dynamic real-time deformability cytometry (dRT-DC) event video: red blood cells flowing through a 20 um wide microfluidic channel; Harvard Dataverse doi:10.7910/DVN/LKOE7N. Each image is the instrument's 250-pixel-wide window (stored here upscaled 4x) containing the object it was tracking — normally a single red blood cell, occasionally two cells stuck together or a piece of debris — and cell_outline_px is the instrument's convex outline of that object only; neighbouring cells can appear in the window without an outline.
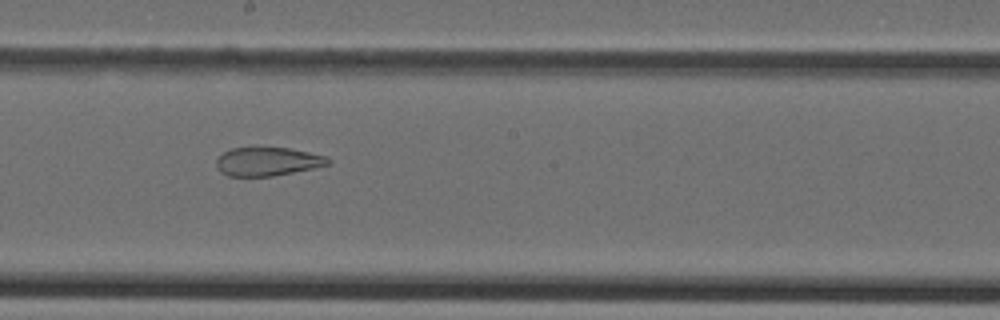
{"species": "Egyptian fruit bat (a non-hibernating species)", "species_latin": "Rousettus aegyptiacus", "temperature_condition": "cold", "stored_images_in_passage": 46, "camera_frame_rate_fps": 3000, "um_per_image_px": 0.085, "animal": {"sex": "female"}, "frame": {"image": 1, "passage_image": 26, "time_ms": 8.333, "image_size_px": [1000, 320], "cell_outline_px": [[332, 160], [328, 164], [312, 168], [272, 176], [228, 176], [220, 172], [216, 168], [216, 160], [224, 152], [232, 148], [256, 144], [288, 148], [328, 156]], "centroid_in_image_um": [22.7, 13.68], "position_along_channel_um": 225.5, "area_um2": 19.25}}
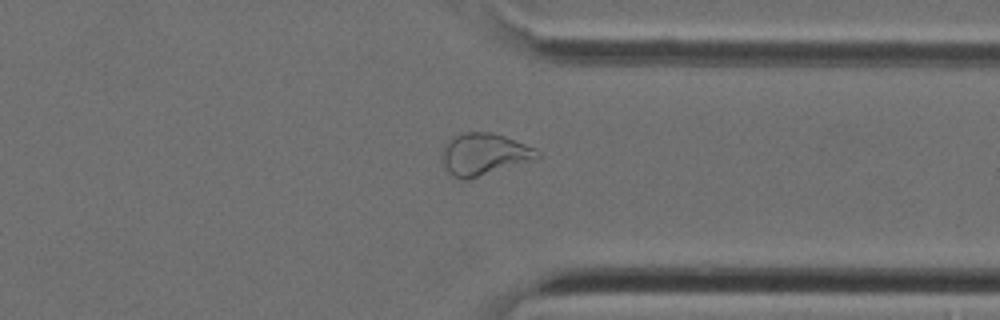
{"frame": {"image": 2, "passage_image": 36, "time_ms": 11.667, "image_size_px": [1000, 320], "cell_outline_px": [[540, 156], [536, 160], [468, 180], [464, 180], [452, 176], [448, 172], [444, 164], [444, 148], [448, 140], [464, 132], [492, 132], [504, 136], [536, 148], [540, 152]], "centroid_in_image_um": [41.21, 13.13], "position_along_channel_um": 370.2, "area_um2": 23.24}}
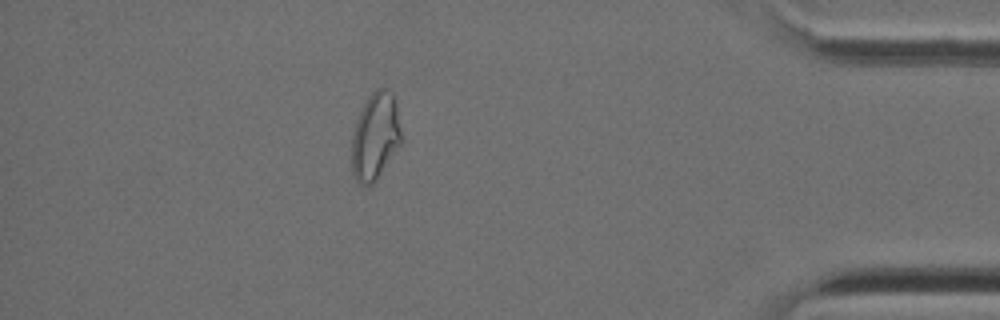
{"frame": {"image": 3, "passage_image": 41, "time_ms": 13.333, "image_size_px": [1000, 320], "cell_outline_px": [[400, 144], [376, 180], [372, 184], [364, 188], [356, 180], [352, 172], [352, 136], [356, 120], [364, 100], [376, 88], [388, 88], [392, 92], [396, 104], [400, 128]], "centroid_in_image_um": [31.87, 11.57], "position_along_channel_um": 403.3, "area_um2": 25.2}}